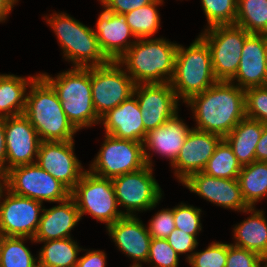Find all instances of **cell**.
I'll list each match as a JSON object with an SVG mask.
<instances>
[{
  "label": "cell",
  "instance_id": "obj_36",
  "mask_svg": "<svg viewBox=\"0 0 267 267\" xmlns=\"http://www.w3.org/2000/svg\"><path fill=\"white\" fill-rule=\"evenodd\" d=\"M202 209L181 202L173 207L175 228L194 235L196 238L202 231L201 213Z\"/></svg>",
  "mask_w": 267,
  "mask_h": 267
},
{
  "label": "cell",
  "instance_id": "obj_6",
  "mask_svg": "<svg viewBox=\"0 0 267 267\" xmlns=\"http://www.w3.org/2000/svg\"><path fill=\"white\" fill-rule=\"evenodd\" d=\"M216 79L207 43L197 36L190 46L178 45L170 85L182 103L214 85Z\"/></svg>",
  "mask_w": 267,
  "mask_h": 267
},
{
  "label": "cell",
  "instance_id": "obj_37",
  "mask_svg": "<svg viewBox=\"0 0 267 267\" xmlns=\"http://www.w3.org/2000/svg\"><path fill=\"white\" fill-rule=\"evenodd\" d=\"M180 255L164 238H152L147 264L151 267H178Z\"/></svg>",
  "mask_w": 267,
  "mask_h": 267
},
{
  "label": "cell",
  "instance_id": "obj_33",
  "mask_svg": "<svg viewBox=\"0 0 267 267\" xmlns=\"http://www.w3.org/2000/svg\"><path fill=\"white\" fill-rule=\"evenodd\" d=\"M241 169L242 166L234 155L232 148L223 139L207 161L202 172L216 178L238 179Z\"/></svg>",
  "mask_w": 267,
  "mask_h": 267
},
{
  "label": "cell",
  "instance_id": "obj_14",
  "mask_svg": "<svg viewBox=\"0 0 267 267\" xmlns=\"http://www.w3.org/2000/svg\"><path fill=\"white\" fill-rule=\"evenodd\" d=\"M74 147L75 140L41 141L36 161L38 166L51 174L70 192L87 170L76 157Z\"/></svg>",
  "mask_w": 267,
  "mask_h": 267
},
{
  "label": "cell",
  "instance_id": "obj_45",
  "mask_svg": "<svg viewBox=\"0 0 267 267\" xmlns=\"http://www.w3.org/2000/svg\"><path fill=\"white\" fill-rule=\"evenodd\" d=\"M0 170L6 173V144L4 117H0Z\"/></svg>",
  "mask_w": 267,
  "mask_h": 267
},
{
  "label": "cell",
  "instance_id": "obj_8",
  "mask_svg": "<svg viewBox=\"0 0 267 267\" xmlns=\"http://www.w3.org/2000/svg\"><path fill=\"white\" fill-rule=\"evenodd\" d=\"M153 169L146 165L141 170L112 179L116 201L124 216H137L136 212L150 211L159 205L163 191L153 176Z\"/></svg>",
  "mask_w": 267,
  "mask_h": 267
},
{
  "label": "cell",
  "instance_id": "obj_4",
  "mask_svg": "<svg viewBox=\"0 0 267 267\" xmlns=\"http://www.w3.org/2000/svg\"><path fill=\"white\" fill-rule=\"evenodd\" d=\"M55 90L68 120L78 130L100 124L91 93V67H72L52 77L39 73Z\"/></svg>",
  "mask_w": 267,
  "mask_h": 267
},
{
  "label": "cell",
  "instance_id": "obj_7",
  "mask_svg": "<svg viewBox=\"0 0 267 267\" xmlns=\"http://www.w3.org/2000/svg\"><path fill=\"white\" fill-rule=\"evenodd\" d=\"M79 210L80 218L91 215L106 227L124 215L118 207L112 179L92 174L88 169L70 192Z\"/></svg>",
  "mask_w": 267,
  "mask_h": 267
},
{
  "label": "cell",
  "instance_id": "obj_44",
  "mask_svg": "<svg viewBox=\"0 0 267 267\" xmlns=\"http://www.w3.org/2000/svg\"><path fill=\"white\" fill-rule=\"evenodd\" d=\"M255 161L267 162V124H263V131L255 150Z\"/></svg>",
  "mask_w": 267,
  "mask_h": 267
},
{
  "label": "cell",
  "instance_id": "obj_41",
  "mask_svg": "<svg viewBox=\"0 0 267 267\" xmlns=\"http://www.w3.org/2000/svg\"><path fill=\"white\" fill-rule=\"evenodd\" d=\"M165 239L179 255H186V262L191 258L199 244V240L194 235L176 228Z\"/></svg>",
  "mask_w": 267,
  "mask_h": 267
},
{
  "label": "cell",
  "instance_id": "obj_43",
  "mask_svg": "<svg viewBox=\"0 0 267 267\" xmlns=\"http://www.w3.org/2000/svg\"><path fill=\"white\" fill-rule=\"evenodd\" d=\"M86 253L79 257L76 267H106L107 253L103 250L82 249Z\"/></svg>",
  "mask_w": 267,
  "mask_h": 267
},
{
  "label": "cell",
  "instance_id": "obj_47",
  "mask_svg": "<svg viewBox=\"0 0 267 267\" xmlns=\"http://www.w3.org/2000/svg\"><path fill=\"white\" fill-rule=\"evenodd\" d=\"M6 188V173L0 170V198Z\"/></svg>",
  "mask_w": 267,
  "mask_h": 267
},
{
  "label": "cell",
  "instance_id": "obj_28",
  "mask_svg": "<svg viewBox=\"0 0 267 267\" xmlns=\"http://www.w3.org/2000/svg\"><path fill=\"white\" fill-rule=\"evenodd\" d=\"M35 243L44 244L37 256L38 267H76L83 249L73 237Z\"/></svg>",
  "mask_w": 267,
  "mask_h": 267
},
{
  "label": "cell",
  "instance_id": "obj_21",
  "mask_svg": "<svg viewBox=\"0 0 267 267\" xmlns=\"http://www.w3.org/2000/svg\"><path fill=\"white\" fill-rule=\"evenodd\" d=\"M242 89L267 85V35L250 33L236 75L230 80Z\"/></svg>",
  "mask_w": 267,
  "mask_h": 267
},
{
  "label": "cell",
  "instance_id": "obj_12",
  "mask_svg": "<svg viewBox=\"0 0 267 267\" xmlns=\"http://www.w3.org/2000/svg\"><path fill=\"white\" fill-rule=\"evenodd\" d=\"M135 84L117 61L91 67L92 102L101 118L133 95Z\"/></svg>",
  "mask_w": 267,
  "mask_h": 267
},
{
  "label": "cell",
  "instance_id": "obj_17",
  "mask_svg": "<svg viewBox=\"0 0 267 267\" xmlns=\"http://www.w3.org/2000/svg\"><path fill=\"white\" fill-rule=\"evenodd\" d=\"M223 137L192 127L176 160L170 165L179 183L190 175L202 172Z\"/></svg>",
  "mask_w": 267,
  "mask_h": 267
},
{
  "label": "cell",
  "instance_id": "obj_27",
  "mask_svg": "<svg viewBox=\"0 0 267 267\" xmlns=\"http://www.w3.org/2000/svg\"><path fill=\"white\" fill-rule=\"evenodd\" d=\"M38 75L0 74V117L24 114L27 89Z\"/></svg>",
  "mask_w": 267,
  "mask_h": 267
},
{
  "label": "cell",
  "instance_id": "obj_30",
  "mask_svg": "<svg viewBox=\"0 0 267 267\" xmlns=\"http://www.w3.org/2000/svg\"><path fill=\"white\" fill-rule=\"evenodd\" d=\"M164 0H153L151 3L125 13L127 24L136 39L151 38L160 29L161 18L158 7Z\"/></svg>",
  "mask_w": 267,
  "mask_h": 267
},
{
  "label": "cell",
  "instance_id": "obj_16",
  "mask_svg": "<svg viewBox=\"0 0 267 267\" xmlns=\"http://www.w3.org/2000/svg\"><path fill=\"white\" fill-rule=\"evenodd\" d=\"M6 172L37 161L41 143L36 129L24 114L5 117Z\"/></svg>",
  "mask_w": 267,
  "mask_h": 267
},
{
  "label": "cell",
  "instance_id": "obj_18",
  "mask_svg": "<svg viewBox=\"0 0 267 267\" xmlns=\"http://www.w3.org/2000/svg\"><path fill=\"white\" fill-rule=\"evenodd\" d=\"M189 191L216 206L243 212L249 207L243 200L238 179H222L204 172L190 175L182 182Z\"/></svg>",
  "mask_w": 267,
  "mask_h": 267
},
{
  "label": "cell",
  "instance_id": "obj_35",
  "mask_svg": "<svg viewBox=\"0 0 267 267\" xmlns=\"http://www.w3.org/2000/svg\"><path fill=\"white\" fill-rule=\"evenodd\" d=\"M227 243L213 241L203 251L196 250L187 263L191 267H225Z\"/></svg>",
  "mask_w": 267,
  "mask_h": 267
},
{
  "label": "cell",
  "instance_id": "obj_38",
  "mask_svg": "<svg viewBox=\"0 0 267 267\" xmlns=\"http://www.w3.org/2000/svg\"><path fill=\"white\" fill-rule=\"evenodd\" d=\"M246 117L267 124V85L245 89Z\"/></svg>",
  "mask_w": 267,
  "mask_h": 267
},
{
  "label": "cell",
  "instance_id": "obj_48",
  "mask_svg": "<svg viewBox=\"0 0 267 267\" xmlns=\"http://www.w3.org/2000/svg\"><path fill=\"white\" fill-rule=\"evenodd\" d=\"M259 267H267V257H262L259 263Z\"/></svg>",
  "mask_w": 267,
  "mask_h": 267
},
{
  "label": "cell",
  "instance_id": "obj_23",
  "mask_svg": "<svg viewBox=\"0 0 267 267\" xmlns=\"http://www.w3.org/2000/svg\"><path fill=\"white\" fill-rule=\"evenodd\" d=\"M141 109L133 94L114 109L101 117L100 125H104L105 134L125 140L143 143L147 132L142 121Z\"/></svg>",
  "mask_w": 267,
  "mask_h": 267
},
{
  "label": "cell",
  "instance_id": "obj_15",
  "mask_svg": "<svg viewBox=\"0 0 267 267\" xmlns=\"http://www.w3.org/2000/svg\"><path fill=\"white\" fill-rule=\"evenodd\" d=\"M133 94L141 109L146 132L163 125L179 113L180 100L169 82L137 84Z\"/></svg>",
  "mask_w": 267,
  "mask_h": 267
},
{
  "label": "cell",
  "instance_id": "obj_32",
  "mask_svg": "<svg viewBox=\"0 0 267 267\" xmlns=\"http://www.w3.org/2000/svg\"><path fill=\"white\" fill-rule=\"evenodd\" d=\"M235 25L248 33L267 35V0H238Z\"/></svg>",
  "mask_w": 267,
  "mask_h": 267
},
{
  "label": "cell",
  "instance_id": "obj_34",
  "mask_svg": "<svg viewBox=\"0 0 267 267\" xmlns=\"http://www.w3.org/2000/svg\"><path fill=\"white\" fill-rule=\"evenodd\" d=\"M238 0H201L206 16V28L216 25H235Z\"/></svg>",
  "mask_w": 267,
  "mask_h": 267
},
{
  "label": "cell",
  "instance_id": "obj_40",
  "mask_svg": "<svg viewBox=\"0 0 267 267\" xmlns=\"http://www.w3.org/2000/svg\"><path fill=\"white\" fill-rule=\"evenodd\" d=\"M261 258L256 252L227 243L225 267H259Z\"/></svg>",
  "mask_w": 267,
  "mask_h": 267
},
{
  "label": "cell",
  "instance_id": "obj_29",
  "mask_svg": "<svg viewBox=\"0 0 267 267\" xmlns=\"http://www.w3.org/2000/svg\"><path fill=\"white\" fill-rule=\"evenodd\" d=\"M243 200L250 207L267 197V162L254 161L242 166L238 176Z\"/></svg>",
  "mask_w": 267,
  "mask_h": 267
},
{
  "label": "cell",
  "instance_id": "obj_3",
  "mask_svg": "<svg viewBox=\"0 0 267 267\" xmlns=\"http://www.w3.org/2000/svg\"><path fill=\"white\" fill-rule=\"evenodd\" d=\"M24 115L41 141H72L79 132L68 120L57 93L39 74L30 84Z\"/></svg>",
  "mask_w": 267,
  "mask_h": 267
},
{
  "label": "cell",
  "instance_id": "obj_42",
  "mask_svg": "<svg viewBox=\"0 0 267 267\" xmlns=\"http://www.w3.org/2000/svg\"><path fill=\"white\" fill-rule=\"evenodd\" d=\"M98 1H100V5H102L103 8H105L110 12L125 14L134 9H138L142 6L149 4L153 0H98Z\"/></svg>",
  "mask_w": 267,
  "mask_h": 267
},
{
  "label": "cell",
  "instance_id": "obj_2",
  "mask_svg": "<svg viewBox=\"0 0 267 267\" xmlns=\"http://www.w3.org/2000/svg\"><path fill=\"white\" fill-rule=\"evenodd\" d=\"M178 45L163 37L137 39L117 62L135 85L170 82Z\"/></svg>",
  "mask_w": 267,
  "mask_h": 267
},
{
  "label": "cell",
  "instance_id": "obj_13",
  "mask_svg": "<svg viewBox=\"0 0 267 267\" xmlns=\"http://www.w3.org/2000/svg\"><path fill=\"white\" fill-rule=\"evenodd\" d=\"M7 188L0 198V236L34 238L44 206Z\"/></svg>",
  "mask_w": 267,
  "mask_h": 267
},
{
  "label": "cell",
  "instance_id": "obj_39",
  "mask_svg": "<svg viewBox=\"0 0 267 267\" xmlns=\"http://www.w3.org/2000/svg\"><path fill=\"white\" fill-rule=\"evenodd\" d=\"M151 238H166L175 229L173 208L158 210L148 222Z\"/></svg>",
  "mask_w": 267,
  "mask_h": 267
},
{
  "label": "cell",
  "instance_id": "obj_10",
  "mask_svg": "<svg viewBox=\"0 0 267 267\" xmlns=\"http://www.w3.org/2000/svg\"><path fill=\"white\" fill-rule=\"evenodd\" d=\"M100 150L88 170L99 177L113 179L146 166L143 143L105 134Z\"/></svg>",
  "mask_w": 267,
  "mask_h": 267
},
{
  "label": "cell",
  "instance_id": "obj_1",
  "mask_svg": "<svg viewBox=\"0 0 267 267\" xmlns=\"http://www.w3.org/2000/svg\"><path fill=\"white\" fill-rule=\"evenodd\" d=\"M185 104L195 119L193 128L223 138L246 117L245 90L231 81H217Z\"/></svg>",
  "mask_w": 267,
  "mask_h": 267
},
{
  "label": "cell",
  "instance_id": "obj_22",
  "mask_svg": "<svg viewBox=\"0 0 267 267\" xmlns=\"http://www.w3.org/2000/svg\"><path fill=\"white\" fill-rule=\"evenodd\" d=\"M95 26L92 29L99 48L109 61H117L137 41L127 24L125 14L113 13L104 8Z\"/></svg>",
  "mask_w": 267,
  "mask_h": 267
},
{
  "label": "cell",
  "instance_id": "obj_25",
  "mask_svg": "<svg viewBox=\"0 0 267 267\" xmlns=\"http://www.w3.org/2000/svg\"><path fill=\"white\" fill-rule=\"evenodd\" d=\"M242 213L250 214L247 219L233 225V238L231 243L237 247L245 248L267 257V219L264 210L250 207Z\"/></svg>",
  "mask_w": 267,
  "mask_h": 267
},
{
  "label": "cell",
  "instance_id": "obj_31",
  "mask_svg": "<svg viewBox=\"0 0 267 267\" xmlns=\"http://www.w3.org/2000/svg\"><path fill=\"white\" fill-rule=\"evenodd\" d=\"M27 240L35 243L33 238L0 236V267H38V257L25 245Z\"/></svg>",
  "mask_w": 267,
  "mask_h": 267
},
{
  "label": "cell",
  "instance_id": "obj_9",
  "mask_svg": "<svg viewBox=\"0 0 267 267\" xmlns=\"http://www.w3.org/2000/svg\"><path fill=\"white\" fill-rule=\"evenodd\" d=\"M249 34L236 25L204 26L199 36L210 49L212 68L218 81H230L236 75L244 41Z\"/></svg>",
  "mask_w": 267,
  "mask_h": 267
},
{
  "label": "cell",
  "instance_id": "obj_26",
  "mask_svg": "<svg viewBox=\"0 0 267 267\" xmlns=\"http://www.w3.org/2000/svg\"><path fill=\"white\" fill-rule=\"evenodd\" d=\"M262 131L263 124L260 121L245 117L223 138L241 166L255 161V150Z\"/></svg>",
  "mask_w": 267,
  "mask_h": 267
},
{
  "label": "cell",
  "instance_id": "obj_19",
  "mask_svg": "<svg viewBox=\"0 0 267 267\" xmlns=\"http://www.w3.org/2000/svg\"><path fill=\"white\" fill-rule=\"evenodd\" d=\"M106 232L121 251L130 260L129 267H143L147 262L151 236L146 224L137 216H123L106 227Z\"/></svg>",
  "mask_w": 267,
  "mask_h": 267
},
{
  "label": "cell",
  "instance_id": "obj_20",
  "mask_svg": "<svg viewBox=\"0 0 267 267\" xmlns=\"http://www.w3.org/2000/svg\"><path fill=\"white\" fill-rule=\"evenodd\" d=\"M181 118L177 113L163 125L147 132L143 141L146 165L154 167L153 153L169 159L170 165L176 160L188 133L192 129Z\"/></svg>",
  "mask_w": 267,
  "mask_h": 267
},
{
  "label": "cell",
  "instance_id": "obj_24",
  "mask_svg": "<svg viewBox=\"0 0 267 267\" xmlns=\"http://www.w3.org/2000/svg\"><path fill=\"white\" fill-rule=\"evenodd\" d=\"M49 209L42 210L34 241H50L72 237L71 230L81 220L75 200L69 196Z\"/></svg>",
  "mask_w": 267,
  "mask_h": 267
},
{
  "label": "cell",
  "instance_id": "obj_5",
  "mask_svg": "<svg viewBox=\"0 0 267 267\" xmlns=\"http://www.w3.org/2000/svg\"><path fill=\"white\" fill-rule=\"evenodd\" d=\"M45 18L58 40L65 61L72 67H95L106 65L109 60L101 52L92 27L65 12H54Z\"/></svg>",
  "mask_w": 267,
  "mask_h": 267
},
{
  "label": "cell",
  "instance_id": "obj_11",
  "mask_svg": "<svg viewBox=\"0 0 267 267\" xmlns=\"http://www.w3.org/2000/svg\"><path fill=\"white\" fill-rule=\"evenodd\" d=\"M6 187L13 194L44 202L58 203L70 191L36 163L19 165L6 172Z\"/></svg>",
  "mask_w": 267,
  "mask_h": 267
},
{
  "label": "cell",
  "instance_id": "obj_46",
  "mask_svg": "<svg viewBox=\"0 0 267 267\" xmlns=\"http://www.w3.org/2000/svg\"><path fill=\"white\" fill-rule=\"evenodd\" d=\"M19 0H0V23L5 22L8 15L13 11L14 6L18 5Z\"/></svg>",
  "mask_w": 267,
  "mask_h": 267
}]
</instances>
